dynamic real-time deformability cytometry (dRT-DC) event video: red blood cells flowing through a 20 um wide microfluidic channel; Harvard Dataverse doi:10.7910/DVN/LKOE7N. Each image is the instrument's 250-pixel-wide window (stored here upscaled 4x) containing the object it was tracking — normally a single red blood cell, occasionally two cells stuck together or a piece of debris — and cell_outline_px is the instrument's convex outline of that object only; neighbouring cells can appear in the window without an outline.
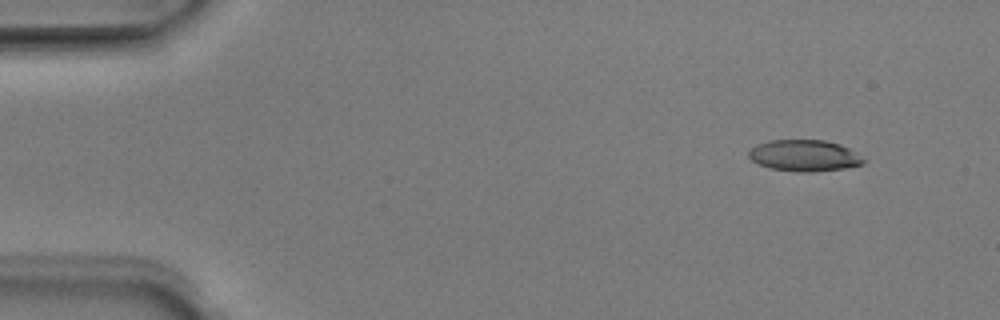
{"species": "Egyptian fruit bat (a non-hibernating species)", "species_latin": "Rousettus aegyptiacus", "temperature_condition": "room temperature", "stored_images_in_passage": 47, "camera_frame_rate_fps": 3000, "um_per_image_px": 0.085, "animal": {"sex": "male"}, "frame": {"image": 1, "passage_image": 1, "time_ms": 0.0, "image_size_px": [1000, 320], "cell_outline_px": [[868, 160], [864, 164], [844, 168], [816, 172], [796, 172], [768, 168], [752, 160], [748, 156], [748, 152], [756, 144], [772, 140], [824, 140], [840, 144], [848, 148]], "centroid_in_image_um": [68.39, 13.23], "position_along_channel_um": 16.6, "area_um2": 21.15}}
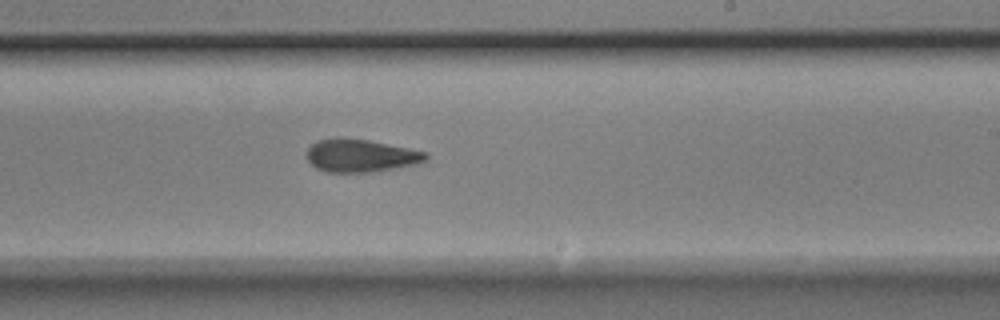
{"frame": {"image": 2, "passage_image": 27, "time_ms": 8.667, "image_size_px": [1000, 320], "cell_outline_px": [[428, 156], [424, 160], [416, 164], [396, 168], [372, 172], [324, 172], [316, 168], [304, 156], [304, 152], [316, 140], [336, 136], [340, 136], [368, 140], [428, 152]], "centroid_in_image_um": [30.58, 13.21], "position_along_channel_um": 258.4, "area_um2": 23.18}}
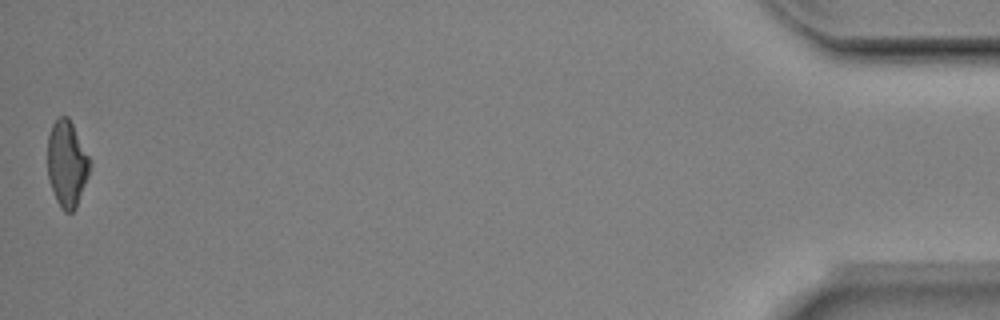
{"frame": {"image": 3, "passage_image": 47, "time_ms": 15.333, "image_size_px": [1000, 320], "cell_outline_px": [[92, 164], [88, 176], [76, 208], [72, 212], [64, 212], [60, 208], [56, 200], [48, 176], [48, 136], [52, 124], [56, 116], [68, 116], [92, 160]], "centroid_in_image_um": [5.7, 13.9], "position_along_channel_um": 429.5, "area_um2": 21.5}, "authors_computed_cell_mechanics": {"area_um2": 22.253, "velocity_mm_per_s": 3.9841, "shape_relaxation_time_tau1_ms": 3.8816, "shape_relaxation_time_tau2_ms": 3.2576, "deformation_change_tau1": 0.1809, "deformation_change_tau2": 0.1222}}